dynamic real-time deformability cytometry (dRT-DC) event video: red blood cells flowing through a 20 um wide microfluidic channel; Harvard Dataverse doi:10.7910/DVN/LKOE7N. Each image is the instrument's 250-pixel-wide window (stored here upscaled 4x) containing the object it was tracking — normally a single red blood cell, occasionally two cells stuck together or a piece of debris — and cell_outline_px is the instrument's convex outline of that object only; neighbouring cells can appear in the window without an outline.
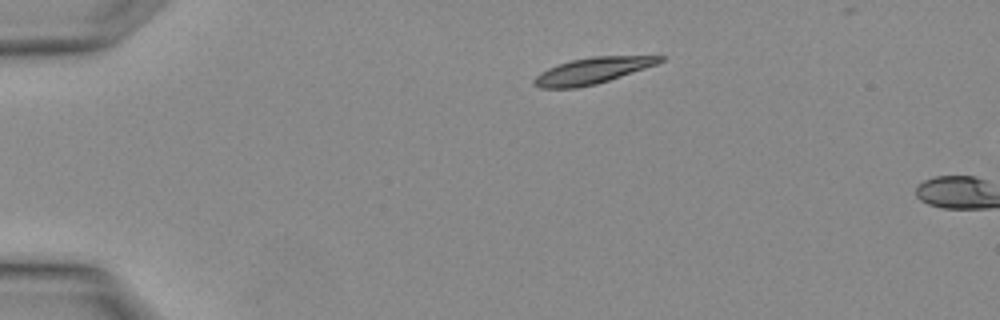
{"species": "Egyptian fruit bat (a non-hibernating species)", "species_latin": "Rousettus aegyptiacus", "temperature_condition": "warm", "stored_images_in_passage": 2, "camera_frame_rate_fps": 3000, "um_per_image_px": 0.085, "animal": {"sex": "female"}, "frame": {"image": 1, "passage_image": 1, "time_ms": 0.0, "image_size_px": [1000, 320], "cell_outline_px": [[668, 56], [664, 60], [656, 64], [596, 84], [576, 88], [540, 88], [532, 84], [532, 80], [540, 72], [548, 68], [572, 60], [592, 56]], "centroid_in_image_um": [50.31, 6.01], "position_along_channel_um": 34.7, "area_um2": 18.96}}